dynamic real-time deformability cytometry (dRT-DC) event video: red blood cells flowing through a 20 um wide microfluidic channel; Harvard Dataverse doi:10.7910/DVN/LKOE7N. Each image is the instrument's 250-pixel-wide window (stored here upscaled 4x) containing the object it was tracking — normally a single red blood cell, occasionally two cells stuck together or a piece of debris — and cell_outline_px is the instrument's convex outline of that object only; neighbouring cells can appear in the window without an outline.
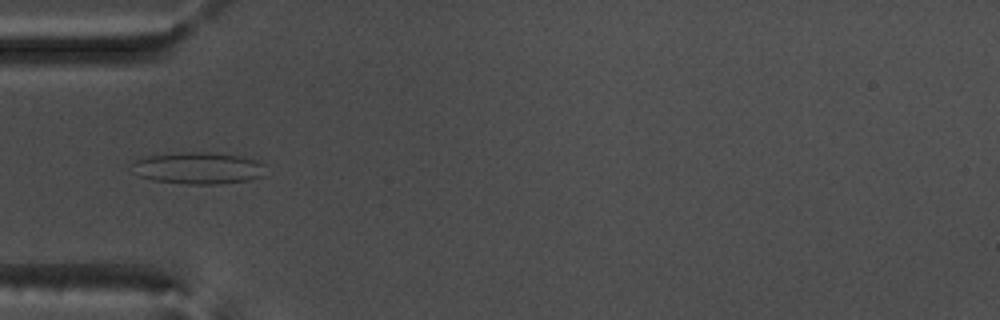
{"species": "common noctule bat (a hibernating species)", "species_latin": "Nyctalus noctula", "temperature_condition": "warm", "stored_images_in_passage": 54, "camera_frame_rate_fps": 3000, "um_per_image_px": 0.085, "animal": {"sex": "male", "body_mass_g": 17.5, "forearm_length_mm": 52.3}, "frame": {"image": 1, "passage_image": 17, "time_ms": 5.333, "image_size_px": [1000, 320], "cell_outline_px": [[264, 176], [248, 180], [216, 184], [188, 184], [152, 180], [140, 176], [132, 164], [136, 160], [148, 156], [184, 152], [208, 152], [240, 156], [256, 160], [264, 164]], "centroid_in_image_um": [16.89, 14.29], "position_along_channel_um": 68.1, "area_um2": 24.45}}
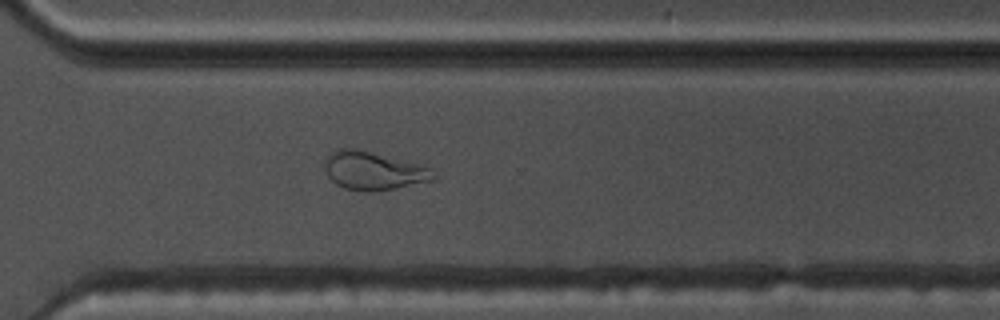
{"frame": {"image": 2, "passage_image": 39, "time_ms": 12.667, "image_size_px": [1000, 320], "cell_outline_px": [[436, 176], [432, 180], [396, 188], [372, 192], [364, 192], [344, 188], [336, 184], [328, 176], [324, 168], [324, 160], [332, 152], [340, 148], [352, 148], [424, 164], [432, 168]], "centroid_in_image_um": [31.76, 14.52], "position_along_channel_um": 338.8, "area_um2": 24.39}}
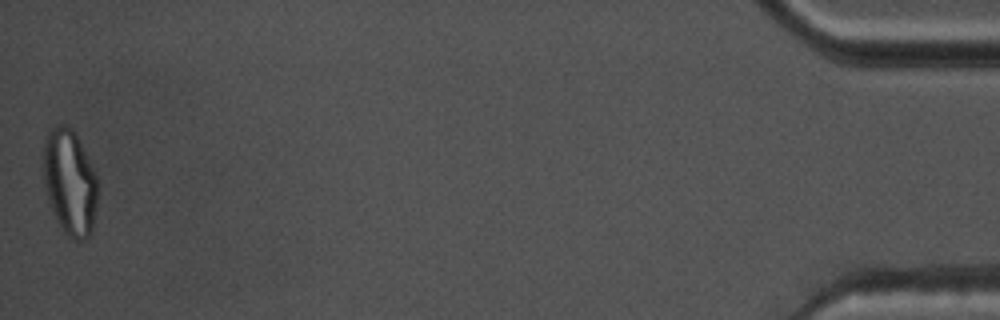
{"frame": {"image": 3, "passage_image": 54, "time_ms": 17.667, "image_size_px": [1000, 320], "cell_outline_px": [[96, 204], [92, 232], [84, 240], [76, 240], [64, 232], [48, 200], [44, 180], [40, 156], [44, 136], [48, 128], [60, 124], [68, 124], [76, 132], [96, 176]], "centroid_in_image_um": [5.87, 15.38], "position_along_channel_um": 429.3, "area_um2": 33.81}, "authors_computed_cell_mechanics": {"area_um2": 25.8077, "velocity_mm_per_s": 3.695, "shape_relaxation_time_tau1_ms": null, "shape_relaxation_time_tau2_ms": 1.0769, "deformation_change_tau1": null, "deformation_change_tau2": 0.0665}}